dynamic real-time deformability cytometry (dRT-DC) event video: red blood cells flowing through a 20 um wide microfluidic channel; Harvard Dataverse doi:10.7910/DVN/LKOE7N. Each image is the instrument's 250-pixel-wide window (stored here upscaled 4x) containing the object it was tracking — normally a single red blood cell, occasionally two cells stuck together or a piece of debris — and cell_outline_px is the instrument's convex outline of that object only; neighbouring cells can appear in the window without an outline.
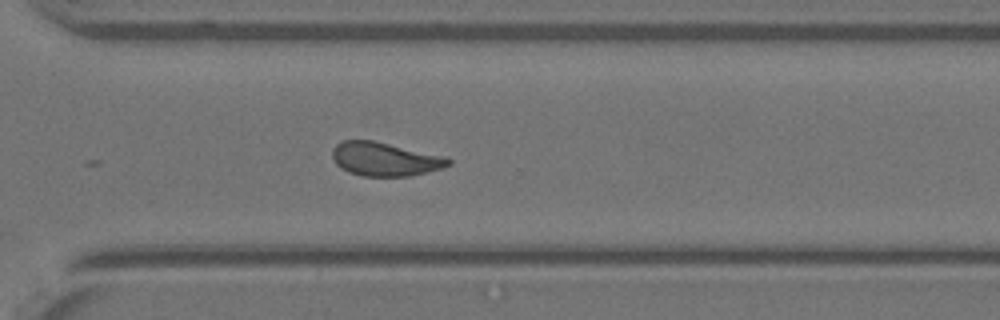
{"species": "Egyptian fruit bat (a non-hibernating species)", "species_latin": "Rousettus aegyptiacus", "temperature_condition": "warm", "stored_images_in_passage": 24, "camera_frame_rate_fps": 3000, "um_per_image_px": 0.085, "animal": {"sex": "female"}, "frame": {"image": 1, "passage_image": 24, "time_ms": 7.667, "image_size_px": [1000, 320], "cell_outline_px": [[452, 164], [440, 168], [408, 176], [364, 176], [348, 172], [340, 168], [332, 160], [332, 148], [340, 140], [372, 140], [448, 156], [452, 160]], "centroid_in_image_um": [32.7, 13.51], "position_along_channel_um": 337.9, "area_um2": 23.0}}